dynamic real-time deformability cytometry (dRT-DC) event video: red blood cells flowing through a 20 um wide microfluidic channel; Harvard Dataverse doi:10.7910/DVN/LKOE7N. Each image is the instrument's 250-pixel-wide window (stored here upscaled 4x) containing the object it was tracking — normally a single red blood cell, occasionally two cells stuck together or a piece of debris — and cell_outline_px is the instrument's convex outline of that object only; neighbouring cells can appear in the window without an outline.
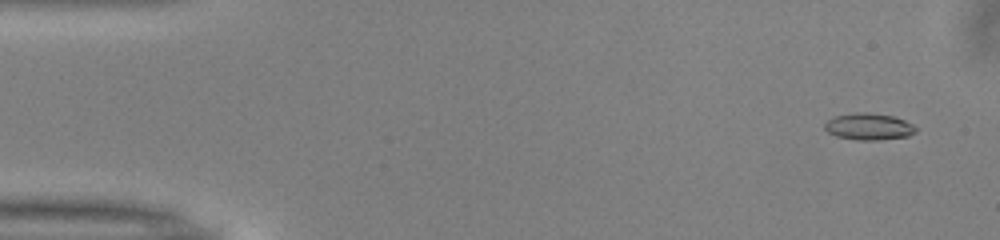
{"species": "common noctule bat (a hibernating species)", "species_latin": "Nyctalus noctula", "temperature_condition": "warm", "stored_images_in_passage": 12, "camera_frame_rate_fps": 3000, "um_per_image_px": 0.085, "animal": {"sex": "male", "body_mass_g": 13.0, "forearm_length_mm": 53.1}, "frame": {"image": 1, "passage_image": 3, "time_ms": 0.667, "image_size_px": [1000, 240], "cell_outline_px": [[916, 132], [908, 136], [880, 140], [856, 140], [836, 136], [828, 132], [824, 128], [824, 124], [828, 120], [836, 116], [856, 112], [872, 112], [892, 116], [904, 120], [912, 124], [916, 128]], "centroid_in_image_um": [73.84, 10.76], "position_along_channel_um": 11.2, "area_um2": 14.22}}